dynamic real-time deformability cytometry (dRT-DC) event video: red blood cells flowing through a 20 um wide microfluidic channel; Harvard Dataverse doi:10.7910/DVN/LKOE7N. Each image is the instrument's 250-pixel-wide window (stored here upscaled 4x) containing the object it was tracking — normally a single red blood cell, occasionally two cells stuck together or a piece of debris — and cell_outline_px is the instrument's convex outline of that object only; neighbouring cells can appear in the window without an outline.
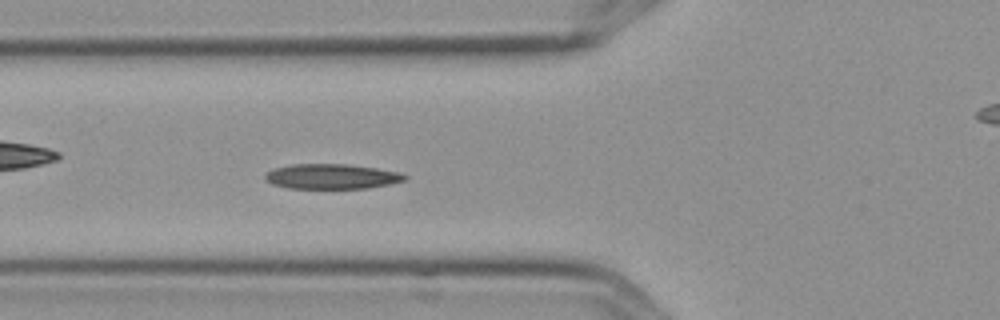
{"species": "Egyptian fruit bat (a non-hibernating species)", "species_latin": "Rousettus aegyptiacus", "temperature_condition": "cold", "stored_images_in_passage": 5, "segment_of_instrument_passage": [1, 2], "camera_frame_rate_fps": 3000, "um_per_image_px": 0.085, "frame": {"image": 1, "passage_image": 4, "time_ms": 1.0, "image_size_px": [1000, 320], "cell_outline_px": [[408, 180], [368, 188], [288, 188], [272, 184], [264, 180], [264, 176], [268, 172], [276, 168], [292, 164], [348, 164], [376, 168], [400, 172], [408, 176]], "centroid_in_image_um": [28.21, 15.0], "position_along_channel_um": 97.6, "area_um2": 20.35}}